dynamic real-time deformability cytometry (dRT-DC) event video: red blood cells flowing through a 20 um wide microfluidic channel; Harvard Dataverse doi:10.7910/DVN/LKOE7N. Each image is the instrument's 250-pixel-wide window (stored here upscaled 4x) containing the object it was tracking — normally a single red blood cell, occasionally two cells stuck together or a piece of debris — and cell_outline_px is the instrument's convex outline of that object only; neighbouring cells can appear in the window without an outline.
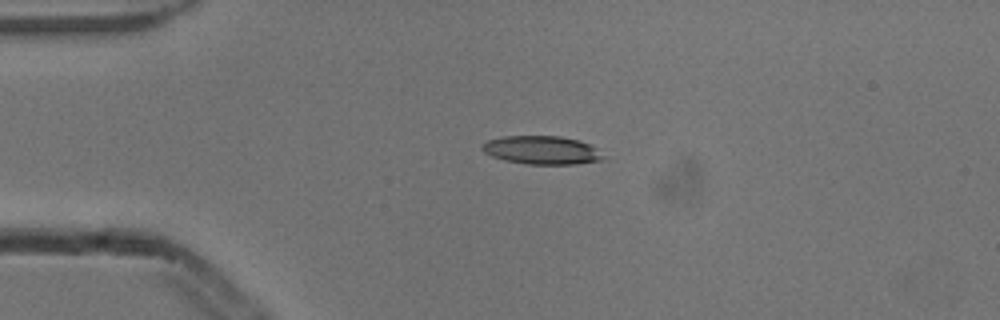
{"species": "common noctule bat (a hibernating species)", "species_latin": "Nyctalus noctula", "temperature_condition": "cold", "stored_images_in_passage": 2, "camera_frame_rate_fps": 3000, "um_per_image_px": 0.085, "animal": {"sex": "male", "body_mass_g": 13.3}, "frame": {"image": 1, "passage_image": 1, "time_ms": 0.0, "image_size_px": [1000, 320], "cell_outline_px": [[604, 160], [576, 164], [528, 164], [504, 160], [492, 156], [484, 152], [480, 148], [488, 140], [504, 136], [560, 136], [580, 140], [596, 148], [604, 156]], "centroid_in_image_um": [46.07, 12.76], "position_along_channel_um": 38.9, "area_um2": 20.0}}